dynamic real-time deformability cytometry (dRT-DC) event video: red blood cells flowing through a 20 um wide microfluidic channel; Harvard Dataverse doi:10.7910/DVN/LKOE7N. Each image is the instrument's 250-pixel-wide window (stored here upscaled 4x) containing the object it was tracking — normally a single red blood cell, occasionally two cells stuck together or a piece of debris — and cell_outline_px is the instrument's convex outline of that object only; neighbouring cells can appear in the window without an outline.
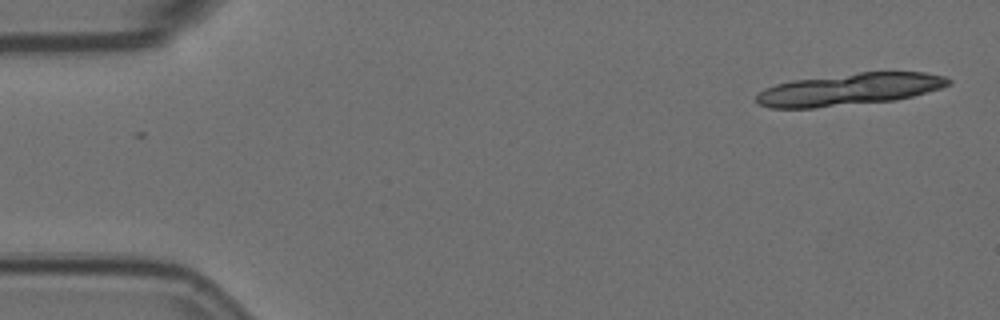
{"species": "Egyptian fruit bat (a non-hibernating species)", "species_latin": "Rousettus aegyptiacus", "temperature_condition": "room temperature", "stored_images_in_passage": 5, "camera_frame_rate_fps": 3000, "um_per_image_px": 0.085, "animal": {"sex": "female"}, "frame": {"image": 1, "passage_image": 1, "time_ms": 0.0, "image_size_px": [1000, 320], "cell_outline_px": [[952, 84], [940, 88], [912, 96], [896, 100], [816, 108], [772, 108], [756, 104], [756, 96], [764, 88], [776, 84], [792, 80], [860, 72], [924, 72], [944, 76], [952, 80]], "centroid_in_image_um": [72.18, 7.6], "position_along_channel_um": 12.8, "area_um2": 36.01}}